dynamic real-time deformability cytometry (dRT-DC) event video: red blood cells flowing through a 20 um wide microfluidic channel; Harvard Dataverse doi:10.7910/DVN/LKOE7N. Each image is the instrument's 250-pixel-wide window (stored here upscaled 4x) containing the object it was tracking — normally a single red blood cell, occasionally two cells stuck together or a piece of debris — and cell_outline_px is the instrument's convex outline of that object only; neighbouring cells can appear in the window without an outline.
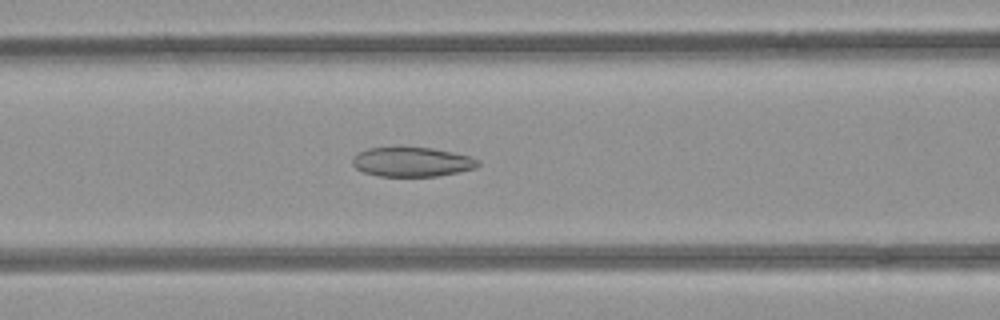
{"species": "common noctule bat (a hibernating species)", "species_latin": "Nyctalus noctula", "temperature_condition": "room temperature", "stored_images_in_passage": 51, "camera_frame_rate_fps": 3000, "um_per_image_px": 0.085, "animal": {"sex": "female", "body_mass_g": 21.9}, "frame": {"image": 1, "passage_image": 20, "time_ms": 6.333, "image_size_px": [1000, 320], "cell_outline_px": [[480, 164], [476, 168], [436, 176], [380, 176], [364, 172], [356, 168], [352, 164], [352, 156], [368, 148], [432, 148], [452, 152], [468, 156], [480, 160]], "centroid_in_image_um": [35.01, 13.77], "position_along_channel_um": 131.6, "area_um2": 21.27}}
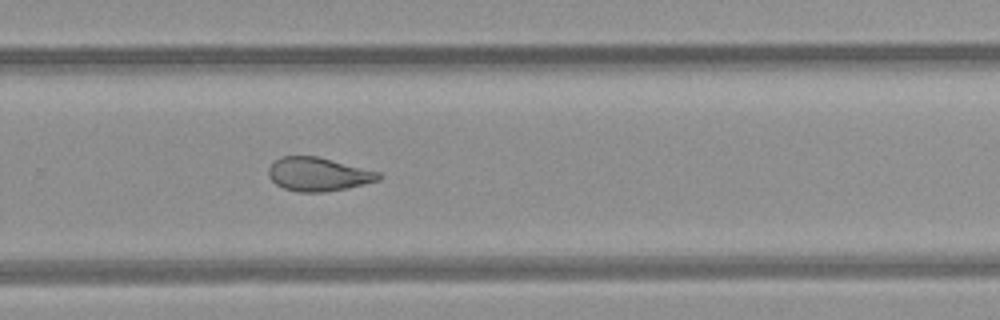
{"frame": {"image": 2, "passage_image": 33, "time_ms": 10.667, "image_size_px": [1000, 320], "cell_outline_px": [[384, 176], [380, 180], [348, 188], [324, 192], [300, 192], [284, 188], [276, 184], [268, 176], [268, 168], [280, 156], [316, 156], [380, 172]], "centroid_in_image_um": [27.07, 14.81], "position_along_channel_um": 302.7, "area_um2": 21.56}}
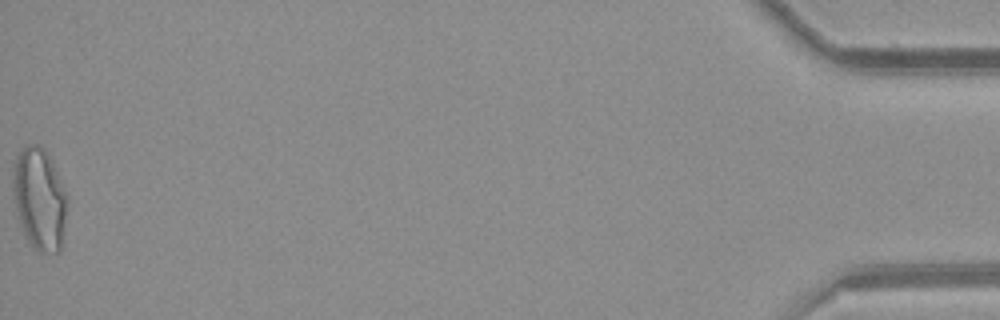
{"frame": {"image": 3, "passage_image": 51, "time_ms": 16.667, "image_size_px": [1000, 320], "cell_outline_px": [[68, 200], [64, 232], [60, 252], [36, 252], [28, 240], [20, 224], [16, 208], [12, 184], [12, 176], [16, 156], [28, 144], [36, 144], [44, 148], [68, 196]], "centroid_in_image_um": [3.36, 16.94], "position_along_channel_um": 431.8, "area_um2": 32.08}, "authors_computed_cell_mechanics": {"area_um2": 24.0448, "velocity_mm_per_s": 3.9622, "shape_relaxation_time_tau1_ms": null, "shape_relaxation_time_tau2_ms": 2.9093, "deformation_change_tau1": null, "deformation_change_tau2": 0.0974}}